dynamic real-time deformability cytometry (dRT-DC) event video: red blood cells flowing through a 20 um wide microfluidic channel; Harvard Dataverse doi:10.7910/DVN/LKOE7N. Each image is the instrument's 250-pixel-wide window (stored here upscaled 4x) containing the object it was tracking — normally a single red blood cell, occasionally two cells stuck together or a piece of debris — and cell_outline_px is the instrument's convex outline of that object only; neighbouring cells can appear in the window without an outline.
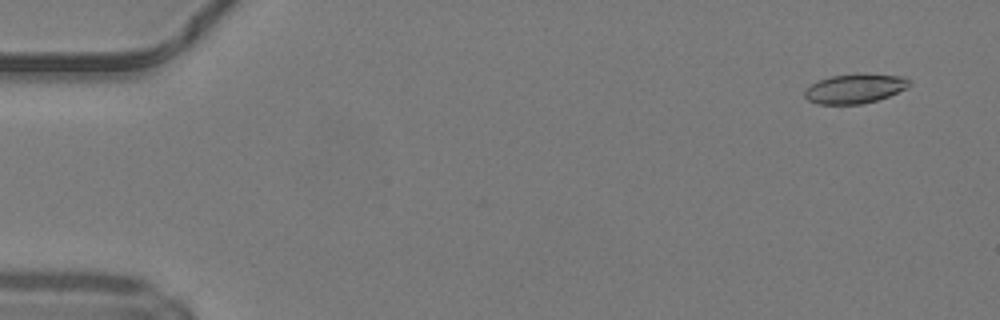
{"species": "common noctule bat (a hibernating species)", "species_latin": "Nyctalus noctula", "temperature_condition": "warm", "stored_images_in_passage": 7, "camera_frame_rate_fps": 3000, "um_per_image_px": 0.085, "animal": {"sex": "male", "body_mass_g": 19.2, "forearm_length_mm": 51.8}, "frame": {"image": 1, "passage_image": 4, "time_ms": 1.0, "image_size_px": [1000, 320], "cell_outline_px": [[908, 88], [888, 96], [876, 100], [860, 104], [816, 104], [808, 100], [804, 96], [804, 92], [816, 80], [832, 76], [856, 72], [904, 76], [908, 80]], "centroid_in_image_um": [72.65, 7.51], "position_along_channel_um": 12.4, "area_um2": 18.15}}